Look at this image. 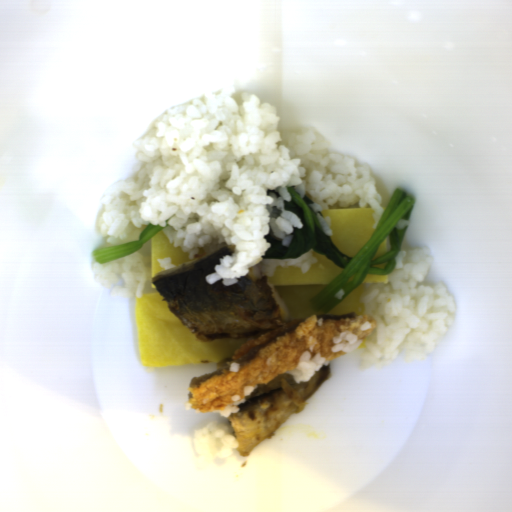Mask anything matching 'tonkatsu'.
Wrapping results in <instances>:
<instances>
[{
    "instance_id": "obj_1",
    "label": "tonkatsu",
    "mask_w": 512,
    "mask_h": 512,
    "mask_svg": "<svg viewBox=\"0 0 512 512\" xmlns=\"http://www.w3.org/2000/svg\"><path fill=\"white\" fill-rule=\"evenodd\" d=\"M366 321L372 328L361 330L360 326ZM377 326L372 317L356 312L341 316L314 315L288 322L242 343L221 369L191 378L187 404L191 410L202 413L222 410L236 403L234 396L243 399L245 387L266 386L281 374L293 371L305 352H311L312 359L321 354L322 359L329 362L349 354L343 350L332 352L334 337L350 330L358 341H364ZM234 362L240 363L239 373L229 370L230 363Z\"/></svg>"
}]
</instances>
